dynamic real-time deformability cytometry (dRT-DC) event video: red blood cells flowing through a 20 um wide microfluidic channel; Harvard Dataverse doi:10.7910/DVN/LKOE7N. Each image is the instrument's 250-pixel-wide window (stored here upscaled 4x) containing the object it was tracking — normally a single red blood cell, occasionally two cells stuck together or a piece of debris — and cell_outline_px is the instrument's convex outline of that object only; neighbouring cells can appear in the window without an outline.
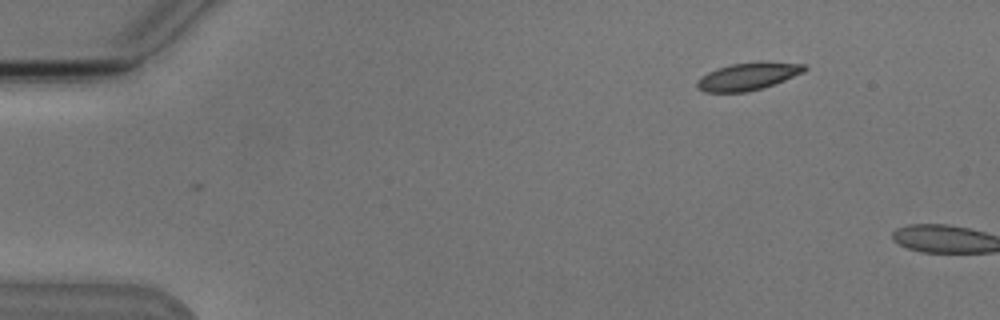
{"species": "Egyptian fruit bat (a non-hibernating species)", "species_latin": "Rousettus aegyptiacus", "temperature_condition": "cold", "stored_images_in_passage": 3, "camera_frame_rate_fps": 3000, "um_per_image_px": 0.085, "animal": {"sex": "male"}, "frame": {"image": 1, "passage_image": 3, "time_ms": 3.333, "image_size_px": [1000, 320], "cell_outline_px": [[808, 68], [804, 72], [784, 80], [748, 92], [704, 92], [696, 88], [696, 80], [700, 76], [716, 68], [732, 64], [804, 64]], "centroid_in_image_um": [63.45, 6.54], "position_along_channel_um": 21.5, "area_um2": 16.42}}